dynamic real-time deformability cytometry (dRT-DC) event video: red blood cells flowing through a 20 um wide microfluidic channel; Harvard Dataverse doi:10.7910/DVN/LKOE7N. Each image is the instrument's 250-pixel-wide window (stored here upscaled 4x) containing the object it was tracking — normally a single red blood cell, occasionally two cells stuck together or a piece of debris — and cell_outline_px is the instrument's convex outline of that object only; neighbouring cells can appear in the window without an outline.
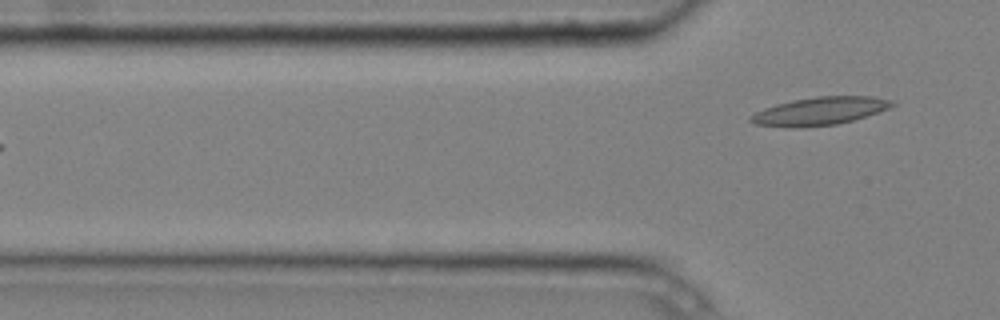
{"species": "common noctule bat (a hibernating species)", "species_latin": "Nyctalus noctula", "temperature_condition": "cold", "stored_images_in_passage": 6, "segment_of_instrument_passage": [2, 2], "camera_frame_rate_fps": 3000, "um_per_image_px": 0.085, "animal": {"sex": "male", "body_mass_g": 20.4}, "frame": {"image": 1, "passage_image": 6, "time_ms": 1.667, "image_size_px": [1000, 320], "cell_outline_px": [[896, 104], [888, 108], [852, 120], [836, 124], [800, 128], [784, 128], [756, 124], [748, 120], [748, 116], [764, 108], [776, 104], [792, 100], [816, 96], [872, 96], [892, 100]], "centroid_in_image_um": [69.61, 9.45], "position_along_channel_um": 56.2, "area_um2": 23.12}}